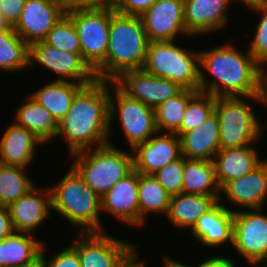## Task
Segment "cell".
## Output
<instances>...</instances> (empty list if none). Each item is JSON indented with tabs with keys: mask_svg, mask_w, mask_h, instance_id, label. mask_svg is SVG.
I'll return each mask as SVG.
<instances>
[{
	"mask_svg": "<svg viewBox=\"0 0 267 267\" xmlns=\"http://www.w3.org/2000/svg\"><path fill=\"white\" fill-rule=\"evenodd\" d=\"M250 9L260 12L261 19L257 25L253 42L248 51L254 59L262 66L267 63V2L249 7Z\"/></svg>",
	"mask_w": 267,
	"mask_h": 267,
	"instance_id": "obj_36",
	"label": "cell"
},
{
	"mask_svg": "<svg viewBox=\"0 0 267 267\" xmlns=\"http://www.w3.org/2000/svg\"><path fill=\"white\" fill-rule=\"evenodd\" d=\"M71 157L75 158L71 166L100 197L134 170L133 153L118 150L110 142L72 154Z\"/></svg>",
	"mask_w": 267,
	"mask_h": 267,
	"instance_id": "obj_5",
	"label": "cell"
},
{
	"mask_svg": "<svg viewBox=\"0 0 267 267\" xmlns=\"http://www.w3.org/2000/svg\"><path fill=\"white\" fill-rule=\"evenodd\" d=\"M221 193L229 202L252 209H262L267 199V160L246 175L229 181Z\"/></svg>",
	"mask_w": 267,
	"mask_h": 267,
	"instance_id": "obj_18",
	"label": "cell"
},
{
	"mask_svg": "<svg viewBox=\"0 0 267 267\" xmlns=\"http://www.w3.org/2000/svg\"><path fill=\"white\" fill-rule=\"evenodd\" d=\"M118 0H78L79 8L114 9Z\"/></svg>",
	"mask_w": 267,
	"mask_h": 267,
	"instance_id": "obj_43",
	"label": "cell"
},
{
	"mask_svg": "<svg viewBox=\"0 0 267 267\" xmlns=\"http://www.w3.org/2000/svg\"><path fill=\"white\" fill-rule=\"evenodd\" d=\"M46 44L67 53H81V44L73 20L65 14L48 32Z\"/></svg>",
	"mask_w": 267,
	"mask_h": 267,
	"instance_id": "obj_34",
	"label": "cell"
},
{
	"mask_svg": "<svg viewBox=\"0 0 267 267\" xmlns=\"http://www.w3.org/2000/svg\"><path fill=\"white\" fill-rule=\"evenodd\" d=\"M26 0H0V9L5 23L14 27L21 17Z\"/></svg>",
	"mask_w": 267,
	"mask_h": 267,
	"instance_id": "obj_40",
	"label": "cell"
},
{
	"mask_svg": "<svg viewBox=\"0 0 267 267\" xmlns=\"http://www.w3.org/2000/svg\"><path fill=\"white\" fill-rule=\"evenodd\" d=\"M156 1L157 0H118L113 10L123 15L141 16Z\"/></svg>",
	"mask_w": 267,
	"mask_h": 267,
	"instance_id": "obj_39",
	"label": "cell"
},
{
	"mask_svg": "<svg viewBox=\"0 0 267 267\" xmlns=\"http://www.w3.org/2000/svg\"><path fill=\"white\" fill-rule=\"evenodd\" d=\"M52 210L80 226V233L103 232L100 223L101 197L97 195L71 166L67 174L50 188Z\"/></svg>",
	"mask_w": 267,
	"mask_h": 267,
	"instance_id": "obj_4",
	"label": "cell"
},
{
	"mask_svg": "<svg viewBox=\"0 0 267 267\" xmlns=\"http://www.w3.org/2000/svg\"><path fill=\"white\" fill-rule=\"evenodd\" d=\"M111 83L112 81L96 80L86 85L75 96L64 118L58 122L56 137L62 134L66 138L70 156L91 149L92 145L96 144L97 148L109 143Z\"/></svg>",
	"mask_w": 267,
	"mask_h": 267,
	"instance_id": "obj_2",
	"label": "cell"
},
{
	"mask_svg": "<svg viewBox=\"0 0 267 267\" xmlns=\"http://www.w3.org/2000/svg\"><path fill=\"white\" fill-rule=\"evenodd\" d=\"M113 9H67L73 20L81 44V55L95 71L105 60L109 44V30Z\"/></svg>",
	"mask_w": 267,
	"mask_h": 267,
	"instance_id": "obj_8",
	"label": "cell"
},
{
	"mask_svg": "<svg viewBox=\"0 0 267 267\" xmlns=\"http://www.w3.org/2000/svg\"><path fill=\"white\" fill-rule=\"evenodd\" d=\"M149 41H176L187 32L184 21V0H157L140 16Z\"/></svg>",
	"mask_w": 267,
	"mask_h": 267,
	"instance_id": "obj_14",
	"label": "cell"
},
{
	"mask_svg": "<svg viewBox=\"0 0 267 267\" xmlns=\"http://www.w3.org/2000/svg\"><path fill=\"white\" fill-rule=\"evenodd\" d=\"M241 97H218L214 112L219 120L220 149L250 146L261 134L253 109Z\"/></svg>",
	"mask_w": 267,
	"mask_h": 267,
	"instance_id": "obj_7",
	"label": "cell"
},
{
	"mask_svg": "<svg viewBox=\"0 0 267 267\" xmlns=\"http://www.w3.org/2000/svg\"><path fill=\"white\" fill-rule=\"evenodd\" d=\"M231 0H184L187 32L195 36L215 32L228 22L227 7Z\"/></svg>",
	"mask_w": 267,
	"mask_h": 267,
	"instance_id": "obj_20",
	"label": "cell"
},
{
	"mask_svg": "<svg viewBox=\"0 0 267 267\" xmlns=\"http://www.w3.org/2000/svg\"><path fill=\"white\" fill-rule=\"evenodd\" d=\"M24 170L25 168L23 167L0 164L1 206L8 207L35 187V184H32V181L29 180Z\"/></svg>",
	"mask_w": 267,
	"mask_h": 267,
	"instance_id": "obj_33",
	"label": "cell"
},
{
	"mask_svg": "<svg viewBox=\"0 0 267 267\" xmlns=\"http://www.w3.org/2000/svg\"><path fill=\"white\" fill-rule=\"evenodd\" d=\"M66 11L63 5L53 0H26L21 17L13 28L30 46L43 41Z\"/></svg>",
	"mask_w": 267,
	"mask_h": 267,
	"instance_id": "obj_15",
	"label": "cell"
},
{
	"mask_svg": "<svg viewBox=\"0 0 267 267\" xmlns=\"http://www.w3.org/2000/svg\"><path fill=\"white\" fill-rule=\"evenodd\" d=\"M199 66L198 51L185 50L175 41H149L142 69L184 89L199 91Z\"/></svg>",
	"mask_w": 267,
	"mask_h": 267,
	"instance_id": "obj_6",
	"label": "cell"
},
{
	"mask_svg": "<svg viewBox=\"0 0 267 267\" xmlns=\"http://www.w3.org/2000/svg\"><path fill=\"white\" fill-rule=\"evenodd\" d=\"M14 231L8 207L0 205V240L5 239Z\"/></svg>",
	"mask_w": 267,
	"mask_h": 267,
	"instance_id": "obj_41",
	"label": "cell"
},
{
	"mask_svg": "<svg viewBox=\"0 0 267 267\" xmlns=\"http://www.w3.org/2000/svg\"><path fill=\"white\" fill-rule=\"evenodd\" d=\"M199 65L214 76L208 81L200 69L199 91L214 97H244L264 103L263 68L250 54L222 45L199 52ZM264 69V70H263ZM210 82V83H209Z\"/></svg>",
	"mask_w": 267,
	"mask_h": 267,
	"instance_id": "obj_1",
	"label": "cell"
},
{
	"mask_svg": "<svg viewBox=\"0 0 267 267\" xmlns=\"http://www.w3.org/2000/svg\"><path fill=\"white\" fill-rule=\"evenodd\" d=\"M42 247L43 243L34 239L32 234L14 231L0 240V267L31 265L40 258Z\"/></svg>",
	"mask_w": 267,
	"mask_h": 267,
	"instance_id": "obj_26",
	"label": "cell"
},
{
	"mask_svg": "<svg viewBox=\"0 0 267 267\" xmlns=\"http://www.w3.org/2000/svg\"><path fill=\"white\" fill-rule=\"evenodd\" d=\"M43 142L15 122L6 128L0 140V164L26 168L35 157V148Z\"/></svg>",
	"mask_w": 267,
	"mask_h": 267,
	"instance_id": "obj_23",
	"label": "cell"
},
{
	"mask_svg": "<svg viewBox=\"0 0 267 267\" xmlns=\"http://www.w3.org/2000/svg\"><path fill=\"white\" fill-rule=\"evenodd\" d=\"M34 61L61 76L56 80H72V82L76 80V83L84 85H90L97 80L95 71L83 59L81 53L63 52L44 41L29 46V65L32 66Z\"/></svg>",
	"mask_w": 267,
	"mask_h": 267,
	"instance_id": "obj_11",
	"label": "cell"
},
{
	"mask_svg": "<svg viewBox=\"0 0 267 267\" xmlns=\"http://www.w3.org/2000/svg\"><path fill=\"white\" fill-rule=\"evenodd\" d=\"M163 258H164L163 263H165L164 264L165 267H190V266L185 265L183 263L181 264L179 261L177 262V261L171 259L170 257L164 256ZM197 267H199V266H197Z\"/></svg>",
	"mask_w": 267,
	"mask_h": 267,
	"instance_id": "obj_45",
	"label": "cell"
},
{
	"mask_svg": "<svg viewBox=\"0 0 267 267\" xmlns=\"http://www.w3.org/2000/svg\"><path fill=\"white\" fill-rule=\"evenodd\" d=\"M181 154L187 159L212 161L220 150L219 120L215 112L197 128L179 136Z\"/></svg>",
	"mask_w": 267,
	"mask_h": 267,
	"instance_id": "obj_22",
	"label": "cell"
},
{
	"mask_svg": "<svg viewBox=\"0 0 267 267\" xmlns=\"http://www.w3.org/2000/svg\"><path fill=\"white\" fill-rule=\"evenodd\" d=\"M71 245L78 254L81 267H117L122 256L133 246L105 232L78 233Z\"/></svg>",
	"mask_w": 267,
	"mask_h": 267,
	"instance_id": "obj_13",
	"label": "cell"
},
{
	"mask_svg": "<svg viewBox=\"0 0 267 267\" xmlns=\"http://www.w3.org/2000/svg\"><path fill=\"white\" fill-rule=\"evenodd\" d=\"M249 210H233L232 245L240 256L256 267L267 261V215L261 214V209Z\"/></svg>",
	"mask_w": 267,
	"mask_h": 267,
	"instance_id": "obj_10",
	"label": "cell"
},
{
	"mask_svg": "<svg viewBox=\"0 0 267 267\" xmlns=\"http://www.w3.org/2000/svg\"><path fill=\"white\" fill-rule=\"evenodd\" d=\"M29 65V45L13 27L0 31V70L14 72Z\"/></svg>",
	"mask_w": 267,
	"mask_h": 267,
	"instance_id": "obj_31",
	"label": "cell"
},
{
	"mask_svg": "<svg viewBox=\"0 0 267 267\" xmlns=\"http://www.w3.org/2000/svg\"><path fill=\"white\" fill-rule=\"evenodd\" d=\"M267 70V69H266ZM263 97H264V105L267 104V72L265 71L263 77Z\"/></svg>",
	"mask_w": 267,
	"mask_h": 267,
	"instance_id": "obj_47",
	"label": "cell"
},
{
	"mask_svg": "<svg viewBox=\"0 0 267 267\" xmlns=\"http://www.w3.org/2000/svg\"><path fill=\"white\" fill-rule=\"evenodd\" d=\"M163 134L157 132L154 137L131 149L134 153V169L138 173L154 174L182 156L179 137L175 133Z\"/></svg>",
	"mask_w": 267,
	"mask_h": 267,
	"instance_id": "obj_16",
	"label": "cell"
},
{
	"mask_svg": "<svg viewBox=\"0 0 267 267\" xmlns=\"http://www.w3.org/2000/svg\"><path fill=\"white\" fill-rule=\"evenodd\" d=\"M213 161L184 157L182 193L220 197Z\"/></svg>",
	"mask_w": 267,
	"mask_h": 267,
	"instance_id": "obj_28",
	"label": "cell"
},
{
	"mask_svg": "<svg viewBox=\"0 0 267 267\" xmlns=\"http://www.w3.org/2000/svg\"><path fill=\"white\" fill-rule=\"evenodd\" d=\"M199 267H236V264L225 257H211L203 261Z\"/></svg>",
	"mask_w": 267,
	"mask_h": 267,
	"instance_id": "obj_44",
	"label": "cell"
},
{
	"mask_svg": "<svg viewBox=\"0 0 267 267\" xmlns=\"http://www.w3.org/2000/svg\"><path fill=\"white\" fill-rule=\"evenodd\" d=\"M138 186L139 173L134 169L101 197L102 212L139 227Z\"/></svg>",
	"mask_w": 267,
	"mask_h": 267,
	"instance_id": "obj_17",
	"label": "cell"
},
{
	"mask_svg": "<svg viewBox=\"0 0 267 267\" xmlns=\"http://www.w3.org/2000/svg\"><path fill=\"white\" fill-rule=\"evenodd\" d=\"M215 100L211 94L198 92L188 103L181 125L180 135L197 128L214 112Z\"/></svg>",
	"mask_w": 267,
	"mask_h": 267,
	"instance_id": "obj_35",
	"label": "cell"
},
{
	"mask_svg": "<svg viewBox=\"0 0 267 267\" xmlns=\"http://www.w3.org/2000/svg\"><path fill=\"white\" fill-rule=\"evenodd\" d=\"M199 91L183 89L179 94L158 105L155 110V121L158 132L175 133L180 136V125L189 101Z\"/></svg>",
	"mask_w": 267,
	"mask_h": 267,
	"instance_id": "obj_32",
	"label": "cell"
},
{
	"mask_svg": "<svg viewBox=\"0 0 267 267\" xmlns=\"http://www.w3.org/2000/svg\"><path fill=\"white\" fill-rule=\"evenodd\" d=\"M7 27L9 26L5 23L4 18L2 16L1 9H0V31L6 29Z\"/></svg>",
	"mask_w": 267,
	"mask_h": 267,
	"instance_id": "obj_50",
	"label": "cell"
},
{
	"mask_svg": "<svg viewBox=\"0 0 267 267\" xmlns=\"http://www.w3.org/2000/svg\"><path fill=\"white\" fill-rule=\"evenodd\" d=\"M39 190L37 187L32 188L26 195L8 206L16 232L31 234L46 217L48 218L49 210L52 209L50 188Z\"/></svg>",
	"mask_w": 267,
	"mask_h": 267,
	"instance_id": "obj_19",
	"label": "cell"
},
{
	"mask_svg": "<svg viewBox=\"0 0 267 267\" xmlns=\"http://www.w3.org/2000/svg\"><path fill=\"white\" fill-rule=\"evenodd\" d=\"M24 267H46L44 260L40 257L33 264Z\"/></svg>",
	"mask_w": 267,
	"mask_h": 267,
	"instance_id": "obj_49",
	"label": "cell"
},
{
	"mask_svg": "<svg viewBox=\"0 0 267 267\" xmlns=\"http://www.w3.org/2000/svg\"><path fill=\"white\" fill-rule=\"evenodd\" d=\"M240 1L244 2V4H246V6H248V7L267 2V0H240ZM231 2H232V0H231Z\"/></svg>",
	"mask_w": 267,
	"mask_h": 267,
	"instance_id": "obj_48",
	"label": "cell"
},
{
	"mask_svg": "<svg viewBox=\"0 0 267 267\" xmlns=\"http://www.w3.org/2000/svg\"><path fill=\"white\" fill-rule=\"evenodd\" d=\"M138 251L133 245L119 260L117 267H144L145 263L138 260Z\"/></svg>",
	"mask_w": 267,
	"mask_h": 267,
	"instance_id": "obj_42",
	"label": "cell"
},
{
	"mask_svg": "<svg viewBox=\"0 0 267 267\" xmlns=\"http://www.w3.org/2000/svg\"><path fill=\"white\" fill-rule=\"evenodd\" d=\"M61 5H63L66 9L72 8V7H78V0H53Z\"/></svg>",
	"mask_w": 267,
	"mask_h": 267,
	"instance_id": "obj_46",
	"label": "cell"
},
{
	"mask_svg": "<svg viewBox=\"0 0 267 267\" xmlns=\"http://www.w3.org/2000/svg\"><path fill=\"white\" fill-rule=\"evenodd\" d=\"M170 198L171 195L153 174L139 173V226H142L146 221L145 216L147 213L160 212L166 216L169 211Z\"/></svg>",
	"mask_w": 267,
	"mask_h": 267,
	"instance_id": "obj_30",
	"label": "cell"
},
{
	"mask_svg": "<svg viewBox=\"0 0 267 267\" xmlns=\"http://www.w3.org/2000/svg\"><path fill=\"white\" fill-rule=\"evenodd\" d=\"M148 43L140 16L115 12L110 21L106 60L95 70L97 80L114 81L125 71L142 69Z\"/></svg>",
	"mask_w": 267,
	"mask_h": 267,
	"instance_id": "obj_3",
	"label": "cell"
},
{
	"mask_svg": "<svg viewBox=\"0 0 267 267\" xmlns=\"http://www.w3.org/2000/svg\"><path fill=\"white\" fill-rule=\"evenodd\" d=\"M44 244L40 257L44 260L46 267H81L77 251L72 246H67L62 251L46 261Z\"/></svg>",
	"mask_w": 267,
	"mask_h": 267,
	"instance_id": "obj_38",
	"label": "cell"
},
{
	"mask_svg": "<svg viewBox=\"0 0 267 267\" xmlns=\"http://www.w3.org/2000/svg\"><path fill=\"white\" fill-rule=\"evenodd\" d=\"M86 85L72 82L53 80L52 82L45 84L42 88L38 89L30 96L42 107L46 108L53 116V118L59 122L69 111L72 106L75 96Z\"/></svg>",
	"mask_w": 267,
	"mask_h": 267,
	"instance_id": "obj_25",
	"label": "cell"
},
{
	"mask_svg": "<svg viewBox=\"0 0 267 267\" xmlns=\"http://www.w3.org/2000/svg\"><path fill=\"white\" fill-rule=\"evenodd\" d=\"M220 197L179 193L170 198L167 218L177 228H192L196 221L209 211Z\"/></svg>",
	"mask_w": 267,
	"mask_h": 267,
	"instance_id": "obj_27",
	"label": "cell"
},
{
	"mask_svg": "<svg viewBox=\"0 0 267 267\" xmlns=\"http://www.w3.org/2000/svg\"><path fill=\"white\" fill-rule=\"evenodd\" d=\"M113 82L130 98L154 109L184 89L169 79L154 76L143 69L125 71Z\"/></svg>",
	"mask_w": 267,
	"mask_h": 267,
	"instance_id": "obj_12",
	"label": "cell"
},
{
	"mask_svg": "<svg viewBox=\"0 0 267 267\" xmlns=\"http://www.w3.org/2000/svg\"><path fill=\"white\" fill-rule=\"evenodd\" d=\"M219 200L202 215L190 229L192 235L205 246H219L226 242L233 244V210Z\"/></svg>",
	"mask_w": 267,
	"mask_h": 267,
	"instance_id": "obj_21",
	"label": "cell"
},
{
	"mask_svg": "<svg viewBox=\"0 0 267 267\" xmlns=\"http://www.w3.org/2000/svg\"><path fill=\"white\" fill-rule=\"evenodd\" d=\"M115 98L112 96L110 87L109 111L110 126L115 112L118 111L120 124L124 136L132 150L140 143L146 142L152 135L158 132L155 121V110L148 105L130 98L113 81ZM116 99V101L114 100Z\"/></svg>",
	"mask_w": 267,
	"mask_h": 267,
	"instance_id": "obj_9",
	"label": "cell"
},
{
	"mask_svg": "<svg viewBox=\"0 0 267 267\" xmlns=\"http://www.w3.org/2000/svg\"><path fill=\"white\" fill-rule=\"evenodd\" d=\"M27 99L28 102L19 106L14 122L33 132L45 144L56 137L58 122L46 108L38 104L31 96Z\"/></svg>",
	"mask_w": 267,
	"mask_h": 267,
	"instance_id": "obj_29",
	"label": "cell"
},
{
	"mask_svg": "<svg viewBox=\"0 0 267 267\" xmlns=\"http://www.w3.org/2000/svg\"><path fill=\"white\" fill-rule=\"evenodd\" d=\"M184 172V156L174 162L168 163L153 175L158 182L171 195L182 193Z\"/></svg>",
	"mask_w": 267,
	"mask_h": 267,
	"instance_id": "obj_37",
	"label": "cell"
},
{
	"mask_svg": "<svg viewBox=\"0 0 267 267\" xmlns=\"http://www.w3.org/2000/svg\"><path fill=\"white\" fill-rule=\"evenodd\" d=\"M252 146L220 149L213 163L215 178L222 189L229 181L242 177L253 170L262 161Z\"/></svg>",
	"mask_w": 267,
	"mask_h": 267,
	"instance_id": "obj_24",
	"label": "cell"
}]
</instances>
